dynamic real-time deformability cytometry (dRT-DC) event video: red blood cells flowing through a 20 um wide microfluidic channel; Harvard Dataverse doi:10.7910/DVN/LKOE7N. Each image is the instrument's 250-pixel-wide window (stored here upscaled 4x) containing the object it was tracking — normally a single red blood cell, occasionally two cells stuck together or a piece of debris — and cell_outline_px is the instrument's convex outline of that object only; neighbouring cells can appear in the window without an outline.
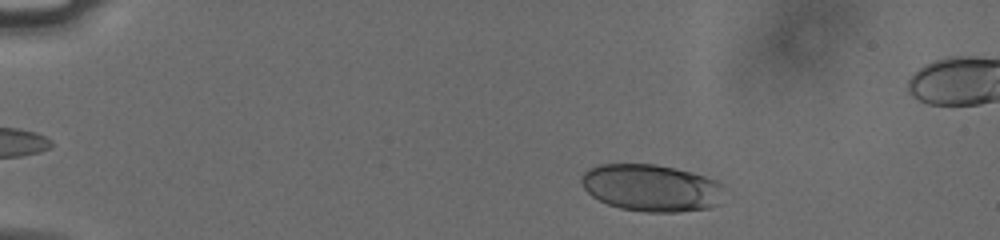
{"species": "human", "species_latin": "Homo sapiens", "temperature_condition": "cold", "stored_images_in_passage": 42, "camera_frame_rate_fps": 3000, "um_per_image_px": 0.085, "donor": {"sex": "male"}, "frame": {"image": 1, "passage_image": 5, "time_ms": 1.333, "image_size_px": [1000, 240], "cell_outline_px": [[724, 184], [720, 204], [708, 208], [680, 212], [644, 212], [620, 208], [608, 204], [592, 196], [584, 188], [580, 180], [580, 176], [588, 168], [596, 164], [656, 164], [692, 172], [716, 180]], "centroid_in_image_um": [55.36, 15.96], "position_along_channel_um": 29.6, "area_um2": 39.54}}
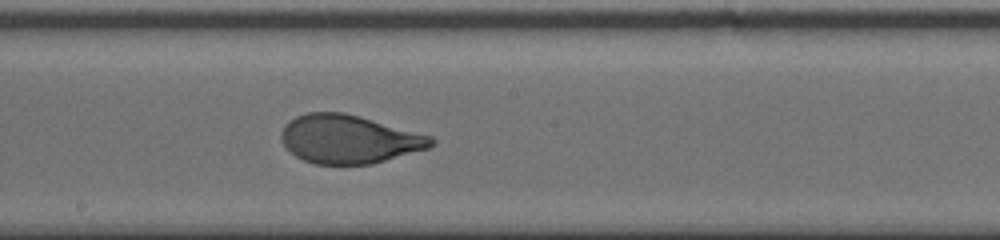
{"frame": {"image": 2, "passage_image": 27, "time_ms": 8.667, "image_size_px": [1000, 240], "cell_outline_px": [[436, 144], [428, 148], [372, 164], [316, 164], [304, 160], [296, 156], [280, 140], [280, 132], [284, 124], [288, 120], [296, 116], [308, 112], [344, 112], [360, 116], [432, 136], [436, 140]], "centroid_in_image_um": [29.65, 11.82], "position_along_channel_um": 218.5, "area_um2": 42.43}}
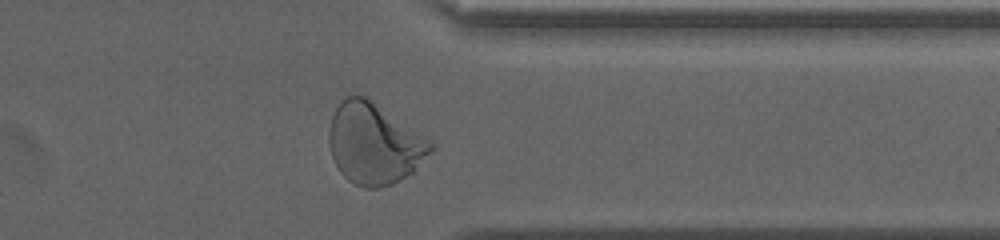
{"frame": {"image": 3, "passage_image": 40, "time_ms": 13.0, "image_size_px": [1000, 240], "cell_outline_px": [[436, 148], [412, 172], [400, 180], [392, 184], [376, 188], [364, 188], [348, 180], [340, 172], [332, 156], [328, 140], [328, 132], [332, 116], [336, 108], [348, 96], [364, 96], [432, 140], [436, 144]], "centroid_in_image_um": [31.83, 12.23], "position_along_channel_um": 379.6, "area_um2": 47.69}, "authors_computed_cell_mechanics": {"area_um2": 42.6275, "velocity_mm_per_s": 3.775, "shape_relaxation_time_tau1_ms": 3.6583, "shape_relaxation_time_tau2_ms": null, "deformation_change_tau1": 0.1887, "deformation_change_tau2": null}}